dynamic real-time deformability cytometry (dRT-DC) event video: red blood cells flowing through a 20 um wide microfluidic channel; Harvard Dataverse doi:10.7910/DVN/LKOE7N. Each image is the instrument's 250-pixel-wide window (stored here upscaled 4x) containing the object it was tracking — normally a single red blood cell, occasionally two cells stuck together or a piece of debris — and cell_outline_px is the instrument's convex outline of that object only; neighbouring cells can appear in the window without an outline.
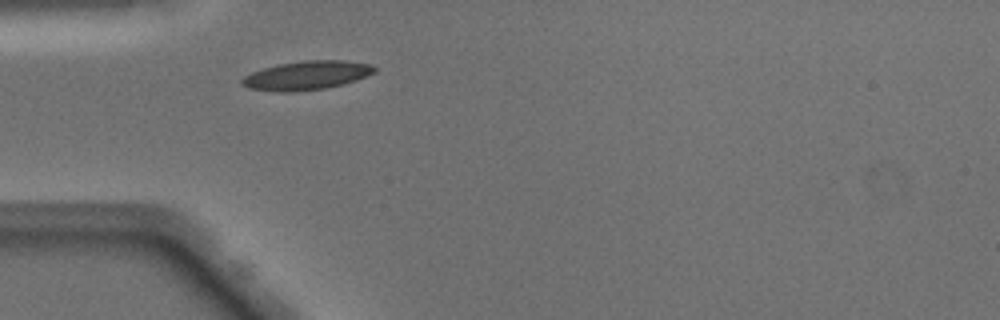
{"species": "Egyptian fruit bat (a non-hibernating species)", "species_latin": "Rousettus aegyptiacus", "temperature_condition": "warm", "stored_images_in_passage": 35, "camera_frame_rate_fps": 3000, "um_per_image_px": 0.085, "animal": {"sex": "male"}, "frame": {"image": 1, "passage_image": 1, "time_ms": 0.0, "image_size_px": [1000, 320], "cell_outline_px": [[376, 72], [356, 80], [324, 88], [292, 92], [280, 92], [248, 88], [240, 84], [240, 80], [244, 76], [252, 72], [276, 64], [304, 60], [344, 60], [368, 64], [376, 68]], "centroid_in_image_um": [26.02, 6.4], "position_along_channel_um": 59.0, "area_um2": 22.2}}
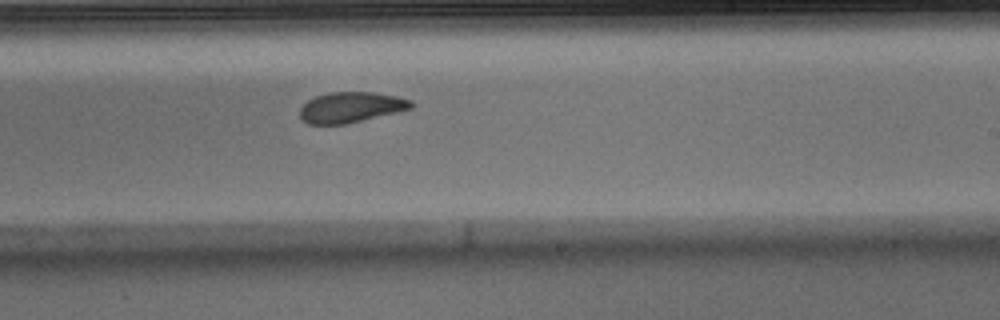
{"frame": {"image": 2, "passage_image": 16, "time_ms": 5.0, "image_size_px": [1000, 320], "cell_outline_px": [[412, 108], [396, 112], [344, 124], [308, 124], [300, 116], [300, 108], [308, 100], [316, 96], [328, 92], [376, 92], [396, 96], [412, 100]], "centroid_in_image_um": [29.82, 9.1], "position_along_channel_um": 259.2, "area_um2": 19.59}}
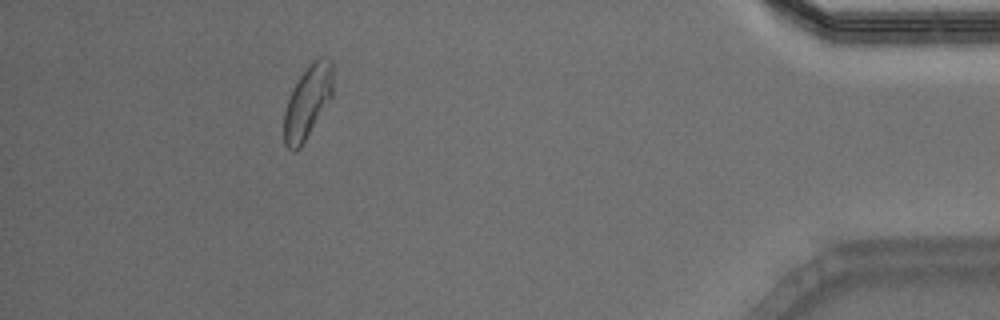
{"frame": {"image": 3, "passage_image": 31, "time_ms": 10.0, "image_size_px": [1000, 320], "cell_outline_px": [[332, 96], [300, 148], [296, 152], [292, 152], [284, 144], [284, 112], [292, 88], [300, 76], [312, 60], [320, 56], [328, 56], [332, 60]], "centroid_in_image_um": [26.14, 8.64], "position_along_channel_um": 409.1, "area_um2": 20.81}, "authors_computed_cell_mechanics": {"area_um2": 20.808, "velocity_mm_per_s": 4.0571, "shape_relaxation_time_tau1_ms": 2.9077, "shape_relaxation_time_tau2_ms": 1.6982, "deformation_change_tau1": 0.1376, "deformation_change_tau2": 0.0778}}